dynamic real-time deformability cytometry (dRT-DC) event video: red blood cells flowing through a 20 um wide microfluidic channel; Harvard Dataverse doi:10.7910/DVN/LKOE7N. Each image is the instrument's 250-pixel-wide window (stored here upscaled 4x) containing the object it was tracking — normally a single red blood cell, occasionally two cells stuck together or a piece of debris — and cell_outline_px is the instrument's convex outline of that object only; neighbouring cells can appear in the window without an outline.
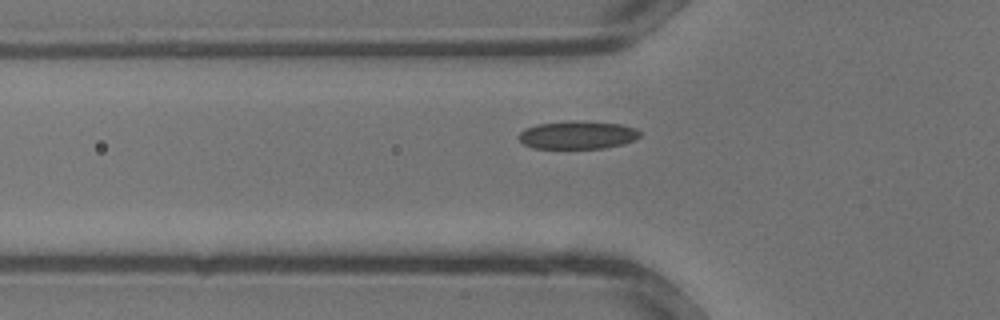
{"species": "common noctule bat (a hibernating species)", "species_latin": "Nyctalus noctula", "temperature_condition": "warm", "stored_images_in_passage": 24, "camera_frame_rate_fps": 3000, "um_per_image_px": 0.085, "animal": {"sex": "male", "body_mass_g": 13.3}, "frame": {"image": 1, "passage_image": 3, "time_ms": 0.667, "image_size_px": [1000, 320], "cell_outline_px": [[640, 136], [624, 144], [604, 148], [532, 148], [524, 144], [516, 136], [524, 128], [536, 124], [620, 124], [636, 128], [640, 132]], "centroid_in_image_um": [49.06, 11.53], "position_along_channel_um": 76.7, "area_um2": 18.67}}
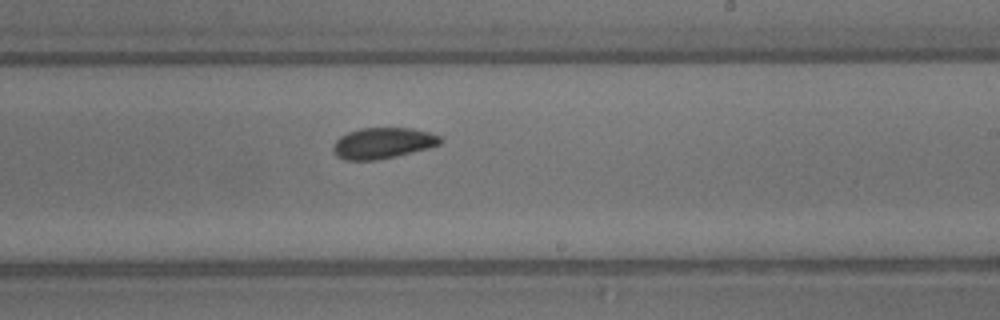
{"frame": {"image": 2, "passage_image": 12, "time_ms": 3.667, "image_size_px": [1000, 320], "cell_outline_px": [[444, 140], [440, 144], [428, 148], [396, 156], [376, 160], [344, 160], [336, 156], [332, 148], [336, 140], [340, 136], [348, 132], [360, 128], [412, 128], [428, 132], [440, 136]], "centroid_in_image_um": [32.53, 12.16], "position_along_channel_um": 256.5, "area_um2": 19.36}}
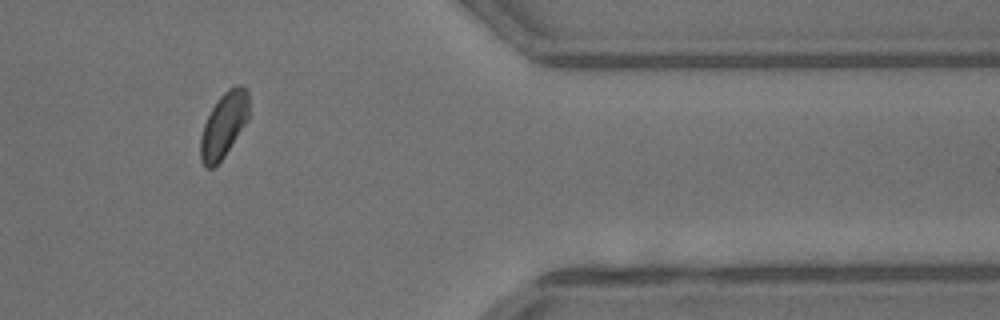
{"frame": {"image": 3, "passage_image": 20, "time_ms": 6.333, "image_size_px": [1000, 320], "cell_outline_px": [[248, 120], [224, 156], [212, 168], [204, 168], [200, 160], [200, 136], [204, 124], [212, 108], [220, 96], [228, 88], [236, 84], [240, 84], [248, 92]], "centroid_in_image_um": [19.01, 10.63], "position_along_channel_um": 392.4, "area_um2": 18.26}}